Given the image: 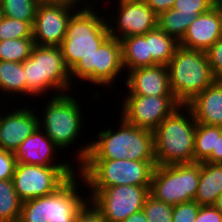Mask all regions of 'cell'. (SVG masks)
<instances>
[{
  "label": "cell",
  "mask_w": 222,
  "mask_h": 222,
  "mask_svg": "<svg viewBox=\"0 0 222 222\" xmlns=\"http://www.w3.org/2000/svg\"><path fill=\"white\" fill-rule=\"evenodd\" d=\"M72 93L73 92L49 97V99L48 97H45L43 101L45 102L43 103L44 107L40 109L42 111L39 109L37 110V108H39V106L36 107L38 103L32 105L36 108L38 114L39 127L60 149V152L65 151L66 149L69 150V146L72 148L70 151H72V146L75 144L74 154H71L72 158L69 155L68 157H70V160L75 166L79 167L87 158L91 138L86 137L89 141H84L83 144L81 143L78 145V141L82 140L80 139V137L82 138L83 136L81 134L86 133L84 131L82 132V130H84L83 128H86L87 130L89 124L85 121L88 117L86 118L84 115L86 114L84 113L86 112V108H84V105H82L83 103L80 102L81 98ZM84 122L87 123V127H84V124H86Z\"/></svg>",
  "instance_id": "6da1fadb"
},
{
  "label": "cell",
  "mask_w": 222,
  "mask_h": 222,
  "mask_svg": "<svg viewBox=\"0 0 222 222\" xmlns=\"http://www.w3.org/2000/svg\"><path fill=\"white\" fill-rule=\"evenodd\" d=\"M22 66L26 97H30L27 102L32 98L31 104L37 98H49L79 90L72 86L70 70L64 62L60 46L34 45L30 57L22 62Z\"/></svg>",
  "instance_id": "7a4b0ae2"
},
{
  "label": "cell",
  "mask_w": 222,
  "mask_h": 222,
  "mask_svg": "<svg viewBox=\"0 0 222 222\" xmlns=\"http://www.w3.org/2000/svg\"><path fill=\"white\" fill-rule=\"evenodd\" d=\"M118 119L113 125L115 129L111 125L102 127L95 134L98 138L91 137L85 160L156 161L153 131L128 124L121 116Z\"/></svg>",
  "instance_id": "3957f363"
},
{
  "label": "cell",
  "mask_w": 222,
  "mask_h": 222,
  "mask_svg": "<svg viewBox=\"0 0 222 222\" xmlns=\"http://www.w3.org/2000/svg\"><path fill=\"white\" fill-rule=\"evenodd\" d=\"M85 190L87 184L77 171L53 193L22 202L18 222H73L89 201Z\"/></svg>",
  "instance_id": "277c9868"
},
{
  "label": "cell",
  "mask_w": 222,
  "mask_h": 222,
  "mask_svg": "<svg viewBox=\"0 0 222 222\" xmlns=\"http://www.w3.org/2000/svg\"><path fill=\"white\" fill-rule=\"evenodd\" d=\"M197 122L187 105H180L164 118L154 134L157 165L194 162V142Z\"/></svg>",
  "instance_id": "5b68a950"
},
{
  "label": "cell",
  "mask_w": 222,
  "mask_h": 222,
  "mask_svg": "<svg viewBox=\"0 0 222 222\" xmlns=\"http://www.w3.org/2000/svg\"><path fill=\"white\" fill-rule=\"evenodd\" d=\"M99 5L102 4H83L69 20L66 37L60 45L69 70L83 57H91L110 36L103 13L106 10H100Z\"/></svg>",
  "instance_id": "8992f818"
},
{
  "label": "cell",
  "mask_w": 222,
  "mask_h": 222,
  "mask_svg": "<svg viewBox=\"0 0 222 222\" xmlns=\"http://www.w3.org/2000/svg\"><path fill=\"white\" fill-rule=\"evenodd\" d=\"M125 70L122 62V47L119 39L109 36L95 51L91 57H83L71 70L70 77L72 86H76L77 81L82 85L83 82L95 89L93 92L90 89V94L93 97L92 102L99 101L102 98V93L99 91L103 90L102 87L111 88L114 90V87L118 88L117 84L122 82L119 76L122 74L125 76ZM76 82V83H75ZM97 86V87H96ZM96 87V88H95ZM99 87L98 91L96 90ZM101 95V97H100Z\"/></svg>",
  "instance_id": "52a82bcc"
},
{
  "label": "cell",
  "mask_w": 222,
  "mask_h": 222,
  "mask_svg": "<svg viewBox=\"0 0 222 222\" xmlns=\"http://www.w3.org/2000/svg\"><path fill=\"white\" fill-rule=\"evenodd\" d=\"M171 90L180 105H187L217 80L206 51L178 46L167 64Z\"/></svg>",
  "instance_id": "ba28073f"
},
{
  "label": "cell",
  "mask_w": 222,
  "mask_h": 222,
  "mask_svg": "<svg viewBox=\"0 0 222 222\" xmlns=\"http://www.w3.org/2000/svg\"><path fill=\"white\" fill-rule=\"evenodd\" d=\"M156 161L85 160L78 171L83 176L87 191H101L110 186H151Z\"/></svg>",
  "instance_id": "9c48e42d"
},
{
  "label": "cell",
  "mask_w": 222,
  "mask_h": 222,
  "mask_svg": "<svg viewBox=\"0 0 222 222\" xmlns=\"http://www.w3.org/2000/svg\"><path fill=\"white\" fill-rule=\"evenodd\" d=\"M200 180V163L156 165L150 194L175 206L195 199Z\"/></svg>",
  "instance_id": "30bf717a"
},
{
  "label": "cell",
  "mask_w": 222,
  "mask_h": 222,
  "mask_svg": "<svg viewBox=\"0 0 222 222\" xmlns=\"http://www.w3.org/2000/svg\"><path fill=\"white\" fill-rule=\"evenodd\" d=\"M77 171V166H39L17 163L12 181L20 200L25 202L53 193Z\"/></svg>",
  "instance_id": "8fae6325"
},
{
  "label": "cell",
  "mask_w": 222,
  "mask_h": 222,
  "mask_svg": "<svg viewBox=\"0 0 222 222\" xmlns=\"http://www.w3.org/2000/svg\"><path fill=\"white\" fill-rule=\"evenodd\" d=\"M151 186L117 185L88 191L89 200L107 222H123L143 209Z\"/></svg>",
  "instance_id": "7c38bea8"
},
{
  "label": "cell",
  "mask_w": 222,
  "mask_h": 222,
  "mask_svg": "<svg viewBox=\"0 0 222 222\" xmlns=\"http://www.w3.org/2000/svg\"><path fill=\"white\" fill-rule=\"evenodd\" d=\"M114 1V6H106L108 9L105 7L108 10L105 16L110 36L121 40L125 37L144 35L157 28L158 15L143 0Z\"/></svg>",
  "instance_id": "4fadbf2b"
},
{
  "label": "cell",
  "mask_w": 222,
  "mask_h": 222,
  "mask_svg": "<svg viewBox=\"0 0 222 222\" xmlns=\"http://www.w3.org/2000/svg\"><path fill=\"white\" fill-rule=\"evenodd\" d=\"M118 116L128 124L154 131L180 104L175 96L121 95ZM123 97V98H122Z\"/></svg>",
  "instance_id": "5bb4252c"
},
{
  "label": "cell",
  "mask_w": 222,
  "mask_h": 222,
  "mask_svg": "<svg viewBox=\"0 0 222 222\" xmlns=\"http://www.w3.org/2000/svg\"><path fill=\"white\" fill-rule=\"evenodd\" d=\"M83 3H41L38 4L32 38L35 45L60 46L66 37L72 15Z\"/></svg>",
  "instance_id": "9a60e30c"
},
{
  "label": "cell",
  "mask_w": 222,
  "mask_h": 222,
  "mask_svg": "<svg viewBox=\"0 0 222 222\" xmlns=\"http://www.w3.org/2000/svg\"><path fill=\"white\" fill-rule=\"evenodd\" d=\"M12 103L15 106L13 104L11 109L0 107V148L14 153L23 141L39 127V119L36 108L31 106V103L29 105L16 104L15 101Z\"/></svg>",
  "instance_id": "2e32d148"
},
{
  "label": "cell",
  "mask_w": 222,
  "mask_h": 222,
  "mask_svg": "<svg viewBox=\"0 0 222 222\" xmlns=\"http://www.w3.org/2000/svg\"><path fill=\"white\" fill-rule=\"evenodd\" d=\"M121 80L124 82L123 95L174 96L165 65L139 67L128 70ZM124 79V80H123Z\"/></svg>",
  "instance_id": "e0dca14e"
},
{
  "label": "cell",
  "mask_w": 222,
  "mask_h": 222,
  "mask_svg": "<svg viewBox=\"0 0 222 222\" xmlns=\"http://www.w3.org/2000/svg\"><path fill=\"white\" fill-rule=\"evenodd\" d=\"M58 150L60 151L46 133L38 127L15 150L14 156L17 163L39 166H75L71 160H66L68 157L60 158L61 152Z\"/></svg>",
  "instance_id": "ac0fdd59"
},
{
  "label": "cell",
  "mask_w": 222,
  "mask_h": 222,
  "mask_svg": "<svg viewBox=\"0 0 222 222\" xmlns=\"http://www.w3.org/2000/svg\"><path fill=\"white\" fill-rule=\"evenodd\" d=\"M221 37L222 15L214 6L195 17L179 45L187 49L207 51Z\"/></svg>",
  "instance_id": "d6986e66"
},
{
  "label": "cell",
  "mask_w": 222,
  "mask_h": 222,
  "mask_svg": "<svg viewBox=\"0 0 222 222\" xmlns=\"http://www.w3.org/2000/svg\"><path fill=\"white\" fill-rule=\"evenodd\" d=\"M187 106L197 123L222 127V81L205 88Z\"/></svg>",
  "instance_id": "ffe728a7"
},
{
  "label": "cell",
  "mask_w": 222,
  "mask_h": 222,
  "mask_svg": "<svg viewBox=\"0 0 222 222\" xmlns=\"http://www.w3.org/2000/svg\"><path fill=\"white\" fill-rule=\"evenodd\" d=\"M24 78L25 75L22 63L3 60L0 61V96L3 95V99L1 97L0 98L1 100L6 101L0 102L2 103V106H5L6 103L8 104V100L6 99H10V97H12L11 99H13L14 97V100H16L17 102L19 101L20 104L23 103V101H25L26 104H29L31 102L29 101L27 103V100H25L28 99V97L26 98V82ZM16 95L17 97H21L20 99L24 98V100H21V102L17 99ZM3 103L5 104L3 105Z\"/></svg>",
  "instance_id": "44dd1931"
},
{
  "label": "cell",
  "mask_w": 222,
  "mask_h": 222,
  "mask_svg": "<svg viewBox=\"0 0 222 222\" xmlns=\"http://www.w3.org/2000/svg\"><path fill=\"white\" fill-rule=\"evenodd\" d=\"M222 192V163H200V180L194 201L200 206H213Z\"/></svg>",
  "instance_id": "7402d4cb"
},
{
  "label": "cell",
  "mask_w": 222,
  "mask_h": 222,
  "mask_svg": "<svg viewBox=\"0 0 222 222\" xmlns=\"http://www.w3.org/2000/svg\"><path fill=\"white\" fill-rule=\"evenodd\" d=\"M120 42L125 72L139 67L152 66V56L146 34L125 37Z\"/></svg>",
  "instance_id": "603a6c76"
},
{
  "label": "cell",
  "mask_w": 222,
  "mask_h": 222,
  "mask_svg": "<svg viewBox=\"0 0 222 222\" xmlns=\"http://www.w3.org/2000/svg\"><path fill=\"white\" fill-rule=\"evenodd\" d=\"M146 40L149 41L152 66H167L170 59L174 56L176 48L179 46L178 41L158 27L146 33Z\"/></svg>",
  "instance_id": "cb8c5ba5"
},
{
  "label": "cell",
  "mask_w": 222,
  "mask_h": 222,
  "mask_svg": "<svg viewBox=\"0 0 222 222\" xmlns=\"http://www.w3.org/2000/svg\"><path fill=\"white\" fill-rule=\"evenodd\" d=\"M22 201L14 189L12 179L0 180V221L18 222Z\"/></svg>",
  "instance_id": "d4e9b609"
},
{
  "label": "cell",
  "mask_w": 222,
  "mask_h": 222,
  "mask_svg": "<svg viewBox=\"0 0 222 222\" xmlns=\"http://www.w3.org/2000/svg\"><path fill=\"white\" fill-rule=\"evenodd\" d=\"M195 17L179 14L178 10L170 9L158 15L157 27L180 42Z\"/></svg>",
  "instance_id": "484cf974"
},
{
  "label": "cell",
  "mask_w": 222,
  "mask_h": 222,
  "mask_svg": "<svg viewBox=\"0 0 222 222\" xmlns=\"http://www.w3.org/2000/svg\"><path fill=\"white\" fill-rule=\"evenodd\" d=\"M216 126L197 123L194 142V162H205L215 148Z\"/></svg>",
  "instance_id": "4316f807"
},
{
  "label": "cell",
  "mask_w": 222,
  "mask_h": 222,
  "mask_svg": "<svg viewBox=\"0 0 222 222\" xmlns=\"http://www.w3.org/2000/svg\"><path fill=\"white\" fill-rule=\"evenodd\" d=\"M34 45L33 38L0 41V61L22 63L25 59L30 57Z\"/></svg>",
  "instance_id": "83f0119b"
},
{
  "label": "cell",
  "mask_w": 222,
  "mask_h": 222,
  "mask_svg": "<svg viewBox=\"0 0 222 222\" xmlns=\"http://www.w3.org/2000/svg\"><path fill=\"white\" fill-rule=\"evenodd\" d=\"M37 0H0V8L5 17H10L34 24Z\"/></svg>",
  "instance_id": "f1b7e54d"
},
{
  "label": "cell",
  "mask_w": 222,
  "mask_h": 222,
  "mask_svg": "<svg viewBox=\"0 0 222 222\" xmlns=\"http://www.w3.org/2000/svg\"><path fill=\"white\" fill-rule=\"evenodd\" d=\"M32 26L30 22L4 17L0 21V41L32 38Z\"/></svg>",
  "instance_id": "f546056e"
},
{
  "label": "cell",
  "mask_w": 222,
  "mask_h": 222,
  "mask_svg": "<svg viewBox=\"0 0 222 222\" xmlns=\"http://www.w3.org/2000/svg\"><path fill=\"white\" fill-rule=\"evenodd\" d=\"M142 210L148 222H172L173 206L151 194L146 197Z\"/></svg>",
  "instance_id": "4dcf8cb0"
},
{
  "label": "cell",
  "mask_w": 222,
  "mask_h": 222,
  "mask_svg": "<svg viewBox=\"0 0 222 222\" xmlns=\"http://www.w3.org/2000/svg\"><path fill=\"white\" fill-rule=\"evenodd\" d=\"M215 6V0H176L172 9L178 10L179 14L197 17L199 14L208 12Z\"/></svg>",
  "instance_id": "1f68e13d"
},
{
  "label": "cell",
  "mask_w": 222,
  "mask_h": 222,
  "mask_svg": "<svg viewBox=\"0 0 222 222\" xmlns=\"http://www.w3.org/2000/svg\"><path fill=\"white\" fill-rule=\"evenodd\" d=\"M200 205L192 200L173 206L172 222H195Z\"/></svg>",
  "instance_id": "d6a6232c"
},
{
  "label": "cell",
  "mask_w": 222,
  "mask_h": 222,
  "mask_svg": "<svg viewBox=\"0 0 222 222\" xmlns=\"http://www.w3.org/2000/svg\"><path fill=\"white\" fill-rule=\"evenodd\" d=\"M206 54L216 80L222 81V37L206 51Z\"/></svg>",
  "instance_id": "836d02e7"
},
{
  "label": "cell",
  "mask_w": 222,
  "mask_h": 222,
  "mask_svg": "<svg viewBox=\"0 0 222 222\" xmlns=\"http://www.w3.org/2000/svg\"><path fill=\"white\" fill-rule=\"evenodd\" d=\"M16 164L14 153L0 148V180L12 179Z\"/></svg>",
  "instance_id": "e575fe53"
},
{
  "label": "cell",
  "mask_w": 222,
  "mask_h": 222,
  "mask_svg": "<svg viewBox=\"0 0 222 222\" xmlns=\"http://www.w3.org/2000/svg\"><path fill=\"white\" fill-rule=\"evenodd\" d=\"M73 222H107L102 213L89 200L77 213Z\"/></svg>",
  "instance_id": "d590c367"
},
{
  "label": "cell",
  "mask_w": 222,
  "mask_h": 222,
  "mask_svg": "<svg viewBox=\"0 0 222 222\" xmlns=\"http://www.w3.org/2000/svg\"><path fill=\"white\" fill-rule=\"evenodd\" d=\"M195 222H222V213L214 206H200Z\"/></svg>",
  "instance_id": "8d00e7d4"
},
{
  "label": "cell",
  "mask_w": 222,
  "mask_h": 222,
  "mask_svg": "<svg viewBox=\"0 0 222 222\" xmlns=\"http://www.w3.org/2000/svg\"><path fill=\"white\" fill-rule=\"evenodd\" d=\"M209 163H222V127L216 126V143L211 156L205 161Z\"/></svg>",
  "instance_id": "74e56055"
},
{
  "label": "cell",
  "mask_w": 222,
  "mask_h": 222,
  "mask_svg": "<svg viewBox=\"0 0 222 222\" xmlns=\"http://www.w3.org/2000/svg\"><path fill=\"white\" fill-rule=\"evenodd\" d=\"M157 15L173 8L176 0H143Z\"/></svg>",
  "instance_id": "f35d334b"
},
{
  "label": "cell",
  "mask_w": 222,
  "mask_h": 222,
  "mask_svg": "<svg viewBox=\"0 0 222 222\" xmlns=\"http://www.w3.org/2000/svg\"><path fill=\"white\" fill-rule=\"evenodd\" d=\"M123 222H148L143 210L127 217Z\"/></svg>",
  "instance_id": "ab89813d"
},
{
  "label": "cell",
  "mask_w": 222,
  "mask_h": 222,
  "mask_svg": "<svg viewBox=\"0 0 222 222\" xmlns=\"http://www.w3.org/2000/svg\"><path fill=\"white\" fill-rule=\"evenodd\" d=\"M41 3H82L80 0H37Z\"/></svg>",
  "instance_id": "60d3db41"
},
{
  "label": "cell",
  "mask_w": 222,
  "mask_h": 222,
  "mask_svg": "<svg viewBox=\"0 0 222 222\" xmlns=\"http://www.w3.org/2000/svg\"><path fill=\"white\" fill-rule=\"evenodd\" d=\"M215 208H217L222 213V192L216 199L215 203L213 204Z\"/></svg>",
  "instance_id": "b9f144b4"
},
{
  "label": "cell",
  "mask_w": 222,
  "mask_h": 222,
  "mask_svg": "<svg viewBox=\"0 0 222 222\" xmlns=\"http://www.w3.org/2000/svg\"><path fill=\"white\" fill-rule=\"evenodd\" d=\"M215 6L219 9L222 15V0H215Z\"/></svg>",
  "instance_id": "7bdbcfd3"
},
{
  "label": "cell",
  "mask_w": 222,
  "mask_h": 222,
  "mask_svg": "<svg viewBox=\"0 0 222 222\" xmlns=\"http://www.w3.org/2000/svg\"><path fill=\"white\" fill-rule=\"evenodd\" d=\"M83 4H96V0H80ZM94 1V2H93Z\"/></svg>",
  "instance_id": "ee69618b"
},
{
  "label": "cell",
  "mask_w": 222,
  "mask_h": 222,
  "mask_svg": "<svg viewBox=\"0 0 222 222\" xmlns=\"http://www.w3.org/2000/svg\"><path fill=\"white\" fill-rule=\"evenodd\" d=\"M4 13L3 10L0 8V21L4 18Z\"/></svg>",
  "instance_id": "f6af8a7d"
},
{
  "label": "cell",
  "mask_w": 222,
  "mask_h": 222,
  "mask_svg": "<svg viewBox=\"0 0 222 222\" xmlns=\"http://www.w3.org/2000/svg\"><path fill=\"white\" fill-rule=\"evenodd\" d=\"M100 1H101V2H100ZM105 1H106V0H103V1H102V0H96V4H97V2H98V4H100V3H102V2L104 3ZM99 2H100V3H99Z\"/></svg>",
  "instance_id": "bcb514c9"
},
{
  "label": "cell",
  "mask_w": 222,
  "mask_h": 222,
  "mask_svg": "<svg viewBox=\"0 0 222 222\" xmlns=\"http://www.w3.org/2000/svg\"><path fill=\"white\" fill-rule=\"evenodd\" d=\"M110 1L108 0V2L106 1V3H104L103 5H105V4H109V5H111V4H113L112 2L111 3H109Z\"/></svg>",
  "instance_id": "7dc6e473"
}]
</instances>
